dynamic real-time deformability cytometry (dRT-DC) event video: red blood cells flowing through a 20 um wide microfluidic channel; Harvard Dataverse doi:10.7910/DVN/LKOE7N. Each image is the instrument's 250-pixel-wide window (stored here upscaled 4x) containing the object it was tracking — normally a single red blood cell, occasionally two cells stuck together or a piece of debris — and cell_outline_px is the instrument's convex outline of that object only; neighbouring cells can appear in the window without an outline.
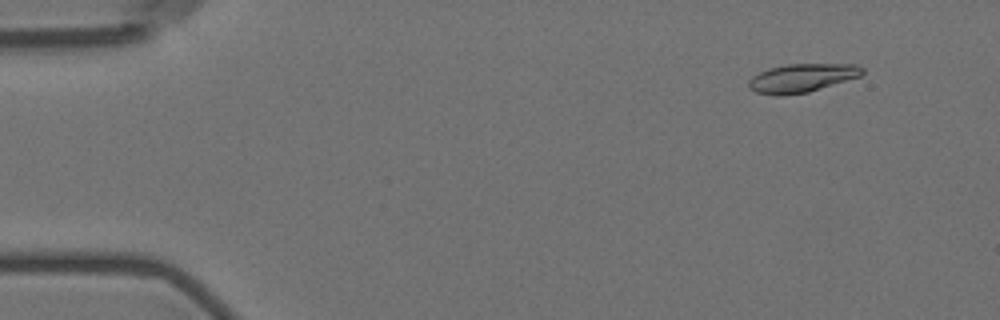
{"species": "Egyptian fruit bat (a non-hibernating species)", "species_latin": "Rousettus aegyptiacus", "temperature_condition": "room temperature", "stored_images_in_passage": 14, "camera_frame_rate_fps": 3000, "um_per_image_px": 0.085, "animal": {"sex": "female"}, "frame": {"image": 1, "passage_image": 1, "time_ms": 0.0, "image_size_px": [1000, 320], "cell_outline_px": [[864, 72], [860, 76], [808, 92], [780, 96], [776, 96], [756, 92], [748, 88], [748, 80], [752, 76], [768, 68], [788, 64], [856, 64], [864, 68]], "centroid_in_image_um": [68.13, 6.63], "position_along_channel_um": 16.9, "area_um2": 18.9}}
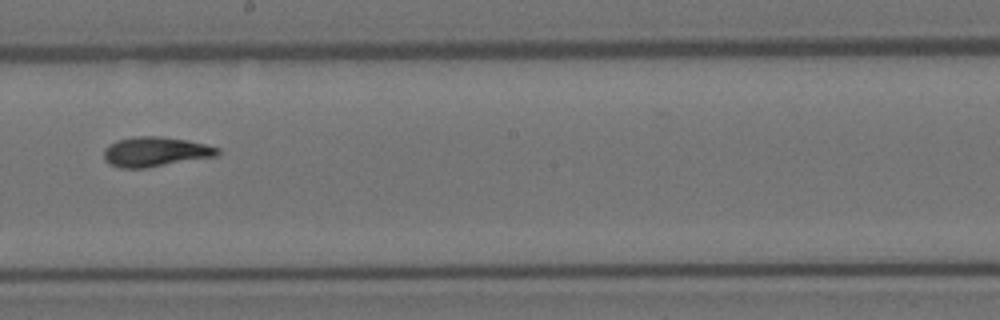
{"frame": {"image": 2, "passage_image": 8, "time_ms": 9.0, "image_size_px": [1000, 320], "cell_outline_px": [[220, 152], [216, 156], [144, 168], [120, 168], [108, 164], [104, 160], [104, 148], [108, 144], [116, 140], [136, 136], [160, 136], [184, 140], [204, 144], [220, 148]], "centroid_in_image_um": [13.14, 12.9], "position_along_channel_um": 235.1, "area_um2": 19.65}}
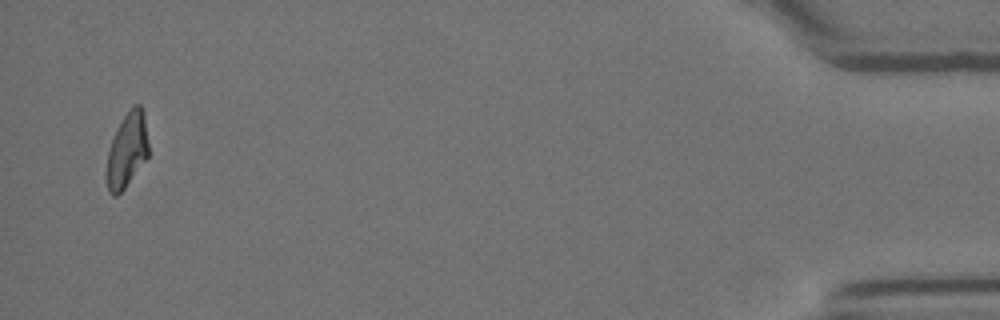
{"frame": {"image": 3, "passage_image": 14, "time_ms": 16.667, "image_size_px": [1000, 320], "cell_outline_px": [[148, 156], [124, 188], [116, 196], [112, 196], [108, 192], [104, 172], [108, 152], [116, 128], [128, 108], [132, 104], [140, 104], [144, 112], [148, 144]], "centroid_in_image_um": [10.76, 12.74], "position_along_channel_um": 424.4, "area_um2": 18.55}, "authors_computed_cell_mechanics": {"area_um2": 19.0162, "velocity_mm_per_s": 3.5749, "shape_relaxation_time_tau1_ms": 3.4606, "shape_relaxation_time_tau2_ms": 4.0122, "deformation_change_tau1": 0.1358, "deformation_change_tau2": 0.066}}